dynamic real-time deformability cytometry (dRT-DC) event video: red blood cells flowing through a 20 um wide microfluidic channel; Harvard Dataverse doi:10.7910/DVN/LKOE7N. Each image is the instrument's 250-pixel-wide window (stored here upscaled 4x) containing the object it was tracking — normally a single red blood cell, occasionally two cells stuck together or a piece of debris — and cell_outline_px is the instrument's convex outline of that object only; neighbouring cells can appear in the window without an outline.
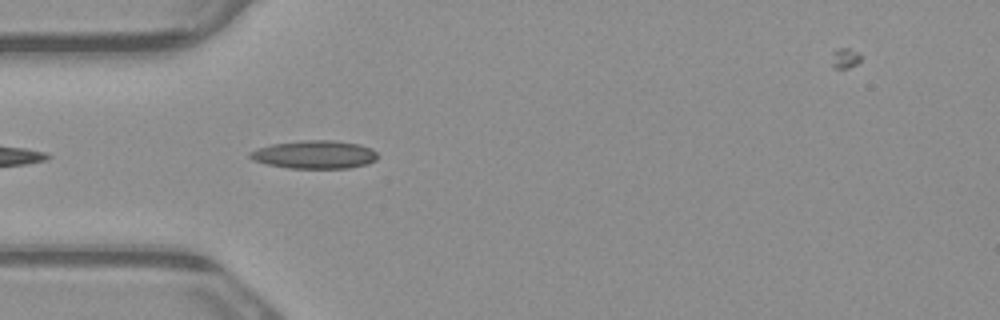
{"species": "common noctule bat (a hibernating species)", "species_latin": "Nyctalus noctula", "temperature_condition": "warm", "stored_images_in_passage": 5, "camera_frame_rate_fps": 3000, "um_per_image_px": 0.085, "animal": {"sex": "male", "body_mass_g": 23.1, "forearm_length_mm": 52.7}, "frame": {"image": 1, "passage_image": 5, "time_ms": 1.333, "image_size_px": [1000, 320], "cell_outline_px": [[376, 160], [368, 164], [348, 168], [288, 168], [268, 164], [252, 160], [248, 156], [248, 152], [272, 144], [300, 140], [332, 140], [360, 144], [372, 148], [376, 152]], "centroid_in_image_um": [26.74, 13.13], "position_along_channel_um": 58.3, "area_um2": 20.98}}